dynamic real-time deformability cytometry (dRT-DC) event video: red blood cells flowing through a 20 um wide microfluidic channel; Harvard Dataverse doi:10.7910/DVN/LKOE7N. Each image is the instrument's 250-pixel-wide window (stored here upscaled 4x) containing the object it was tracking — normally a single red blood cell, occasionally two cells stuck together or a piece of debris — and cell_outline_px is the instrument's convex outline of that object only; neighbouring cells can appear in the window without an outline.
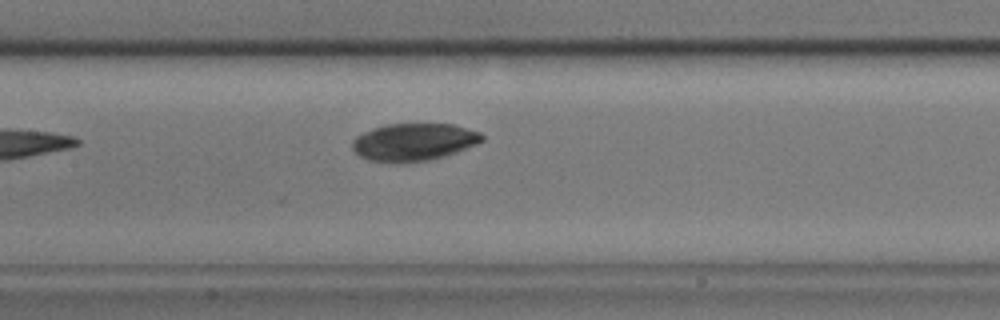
{"species": "common noctule bat (a hibernating species)", "species_latin": "Nyctalus noctula", "temperature_condition": "cold", "stored_images_in_passage": 7, "camera_frame_rate_fps": 3000, "um_per_image_px": 0.085, "animal": {"sex": "male", "body_mass_g": 17.9}, "frame": {"image": 1, "passage_image": 7, "time_ms": 2.0, "image_size_px": [1000, 320], "cell_outline_px": [[484, 140], [476, 144], [456, 152], [444, 156], [428, 160], [404, 164], [388, 164], [368, 160], [360, 156], [352, 148], [352, 140], [356, 136], [364, 132], [388, 124], [452, 124], [480, 132], [484, 136]], "centroid_in_image_um": [35.15, 12.1], "position_along_channel_um": 172.3, "area_um2": 28.55}}